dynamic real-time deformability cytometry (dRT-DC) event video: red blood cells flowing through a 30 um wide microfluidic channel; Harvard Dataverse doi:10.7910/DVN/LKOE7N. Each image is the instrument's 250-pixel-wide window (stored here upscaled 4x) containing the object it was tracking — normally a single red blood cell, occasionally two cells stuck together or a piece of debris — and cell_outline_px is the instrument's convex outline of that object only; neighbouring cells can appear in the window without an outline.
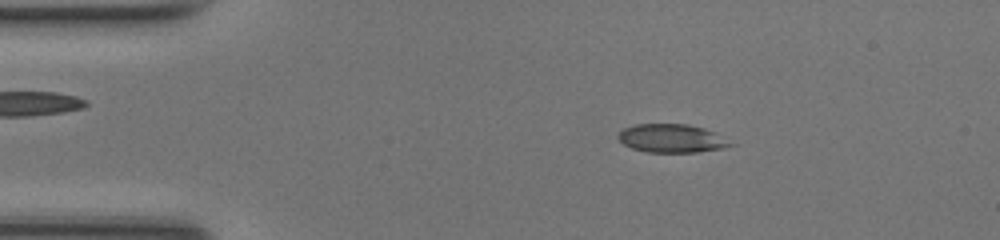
{"species": "common noctule bat (a hibernating species)", "species_latin": "Nyctalus noctula", "temperature_condition": "room temperature", "stored_images_in_passage": 48, "camera_frame_rate_fps": 3000, "um_per_image_px": 0.085, "animal": {"sex": "female", "body_mass_g": 17.0, "forearm_length_mm": 48.0}, "frame": {"image": 1, "passage_image": 8, "time_ms": 2.333, "image_size_px": [1000, 240], "cell_outline_px": [[736, 144], [724, 148], [700, 152], [644, 152], [632, 148], [624, 144], [616, 136], [624, 128], [636, 124], [688, 124], [704, 128], [716, 132]], "centroid_in_image_um": [57.13, 11.76], "position_along_channel_um": 27.9, "area_um2": 18.79}}
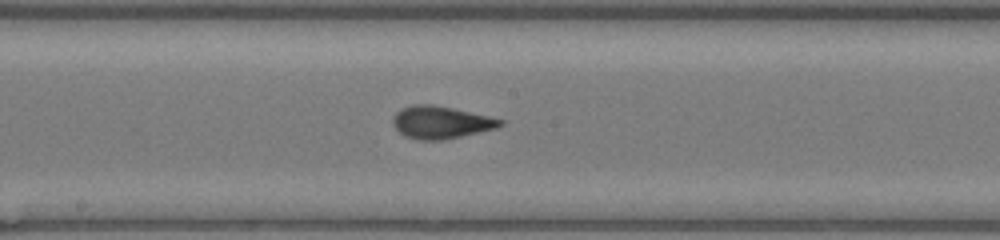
{"frame": {"image": 2, "passage_image": 25, "time_ms": 8.0, "image_size_px": [1000, 240], "cell_outline_px": [[504, 124], [496, 128], [444, 140], [416, 140], [404, 136], [392, 124], [392, 116], [400, 108], [412, 104], [432, 104], [452, 108], [488, 116], [504, 120]], "centroid_in_image_um": [37.42, 10.4], "position_along_channel_um": 210.8, "area_um2": 20.4}}
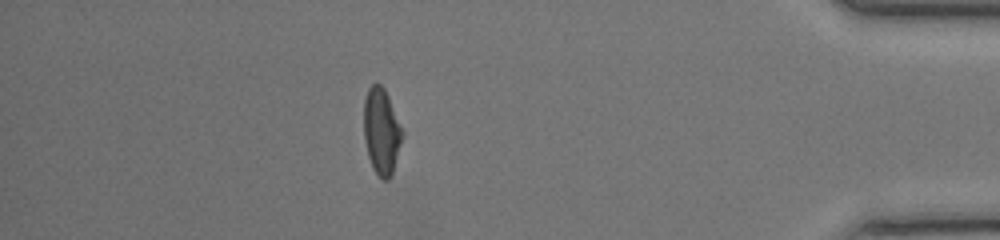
{"frame": {"image": 3, "passage_image": 42, "time_ms": 13.667, "image_size_px": [1000, 240], "cell_outline_px": [[404, 136], [392, 176], [388, 180], [384, 180], [372, 168], [368, 156], [364, 140], [364, 100], [368, 88], [372, 84], [380, 84], [384, 88], [388, 96], [404, 132]], "centroid_in_image_um": [32.44, 11.18], "position_along_channel_um": 402.8, "area_um2": 19.54}, "authors_computed_cell_mechanics": {"area_um2": 19.5942, "velocity_mm_per_s": 4.2544, "shape_relaxation_time_tau1_ms": 4.9779, "shape_relaxation_time_tau2_ms": 0.8886, "deformation_change_tau1": 0.1852, "deformation_change_tau2": 0.0619}}